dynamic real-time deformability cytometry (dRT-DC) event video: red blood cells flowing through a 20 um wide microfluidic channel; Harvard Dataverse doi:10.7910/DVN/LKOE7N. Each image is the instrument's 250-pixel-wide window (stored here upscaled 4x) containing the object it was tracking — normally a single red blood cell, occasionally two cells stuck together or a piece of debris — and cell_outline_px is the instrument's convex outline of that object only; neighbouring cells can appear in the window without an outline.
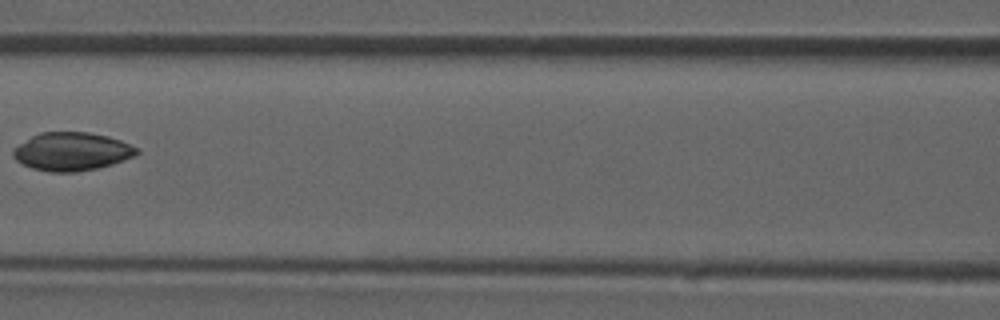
{"species": "common noctule bat (a hibernating species)", "species_latin": "Nyctalus noctula", "temperature_condition": "room temperature", "stored_images_in_passage": 4, "camera_frame_rate_fps": 3000, "um_per_image_px": 0.085, "animal": {"sex": "male", "forearm_length_mm": 52.5}, "frame": {"image": 1, "passage_image": 4, "time_ms": 1.0, "image_size_px": [1000, 320], "cell_outline_px": [[140, 152], [136, 156], [112, 164], [96, 168], [76, 172], [48, 172], [32, 168], [16, 160], [12, 156], [12, 148], [32, 136], [40, 132], [88, 132], [108, 136], [120, 140], [140, 148]], "centroid_in_image_um": [6.11, 12.88], "position_along_channel_um": 160.5, "area_um2": 27.74}}